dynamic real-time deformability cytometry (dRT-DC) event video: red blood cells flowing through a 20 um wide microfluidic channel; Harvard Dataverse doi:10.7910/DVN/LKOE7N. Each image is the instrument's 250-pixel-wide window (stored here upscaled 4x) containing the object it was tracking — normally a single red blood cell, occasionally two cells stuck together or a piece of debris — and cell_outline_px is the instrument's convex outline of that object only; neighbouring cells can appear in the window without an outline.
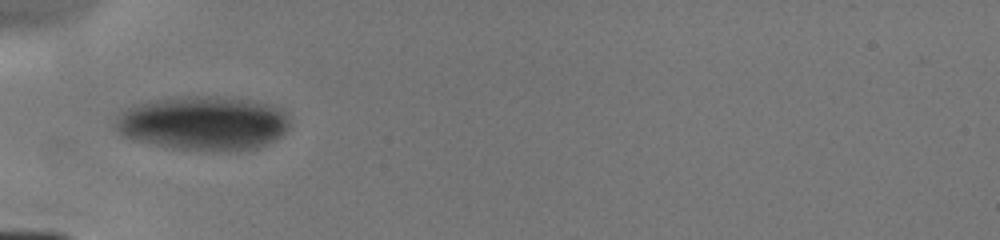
{"species": "human", "species_latin": "Homo sapiens", "temperature_condition": "cold", "stored_images_in_passage": 6, "camera_frame_rate_fps": 3000, "um_per_image_px": 0.085, "donor": {"sex": "male"}, "frame": {"image": 1, "passage_image": 3, "time_ms": 1.667, "image_size_px": [1000, 240], "cell_outline_px": [[288, 128], [280, 136], [256, 148], [172, 148], [132, 140], [120, 136], [112, 128], [112, 124], [128, 108], [136, 104], [176, 96], [216, 96], [248, 100], [272, 104], [284, 108], [288, 112]], "centroid_in_image_um": [17.24, 10.42], "position_along_channel_um": 67.8, "area_um2": 54.39}}
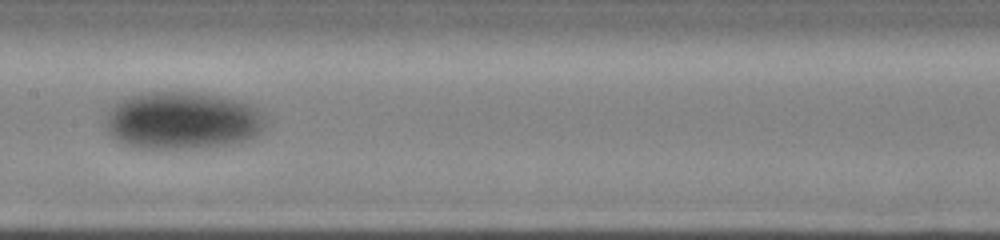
{"frame": {"image": 2, "passage_image": 6, "time_ms": 4.667, "image_size_px": [1000, 240], "cell_outline_px": [[268, 120], [260, 132], [256, 136], [244, 140], [228, 144], [192, 148], [136, 148], [120, 140], [108, 132], [108, 112], [112, 104], [128, 96], [148, 92], [204, 92], [224, 96], [252, 104]], "centroid_in_image_um": [15.56, 10.22], "position_along_channel_um": 191.8, "area_um2": 53.58}}